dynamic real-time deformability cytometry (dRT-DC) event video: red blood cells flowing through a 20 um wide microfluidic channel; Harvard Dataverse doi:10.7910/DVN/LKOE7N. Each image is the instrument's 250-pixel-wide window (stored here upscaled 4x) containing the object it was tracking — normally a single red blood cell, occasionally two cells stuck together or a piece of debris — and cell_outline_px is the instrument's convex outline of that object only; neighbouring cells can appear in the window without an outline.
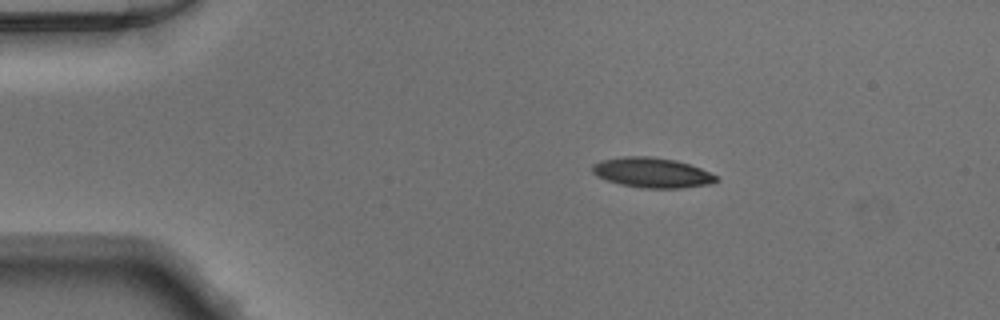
{"species": "Egyptian fruit bat (a non-hibernating species)", "species_latin": "Rousettus aegyptiacus", "temperature_condition": "warm", "stored_images_in_passage": 19, "camera_frame_rate_fps": 3000, "um_per_image_px": 0.085, "animal": {"sex": "male"}, "frame": {"image": 1, "passage_image": 1, "time_ms": 0.0, "image_size_px": [1000, 320], "cell_outline_px": [[720, 180], [708, 184], [680, 188], [640, 188], [620, 184], [596, 176], [592, 172], [592, 164], [600, 160], [624, 156], [652, 156], [676, 160], [700, 168], [716, 176]], "centroid_in_image_um": [55.39, 14.67], "position_along_channel_um": 29.6, "area_um2": 21.68}}
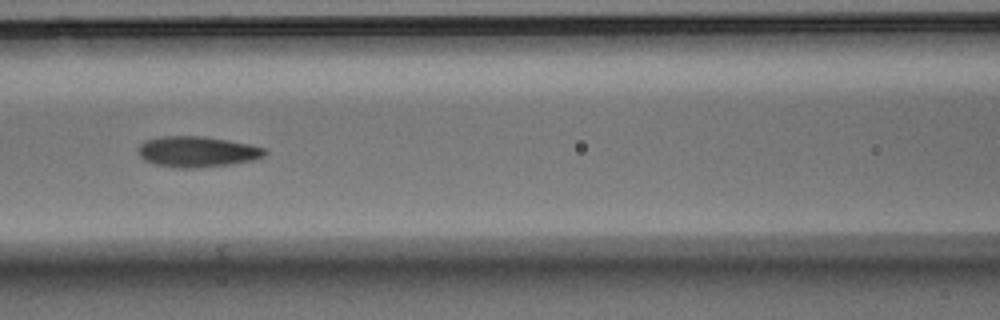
{"frame": {"image": 2, "passage_image": 14, "time_ms": 4.333, "image_size_px": [1000, 320], "cell_outline_px": [[268, 152], [264, 156], [252, 160], [232, 164], [200, 168], [176, 168], [152, 164], [144, 160], [136, 152], [136, 148], [144, 140], [160, 136], [204, 136], [228, 140], [248, 144], [264, 148]], "centroid_in_image_um": [16.69, 12.9], "position_along_channel_um": 149.9, "area_um2": 23.06}}
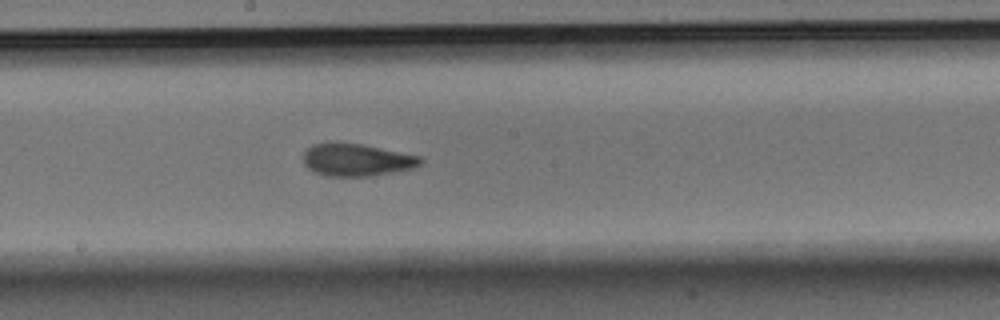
{"frame": {"image": 3, "passage_image": 19, "time_ms": 6.0, "image_size_px": [1000, 320], "cell_outline_px": [[424, 160], [420, 164], [412, 168], [396, 172], [372, 176], [324, 176], [308, 168], [304, 164], [304, 152], [312, 144], [360, 144], [420, 156]], "centroid_in_image_um": [30.34, 13.62], "position_along_channel_um": 217.9, "area_um2": 21.73}}